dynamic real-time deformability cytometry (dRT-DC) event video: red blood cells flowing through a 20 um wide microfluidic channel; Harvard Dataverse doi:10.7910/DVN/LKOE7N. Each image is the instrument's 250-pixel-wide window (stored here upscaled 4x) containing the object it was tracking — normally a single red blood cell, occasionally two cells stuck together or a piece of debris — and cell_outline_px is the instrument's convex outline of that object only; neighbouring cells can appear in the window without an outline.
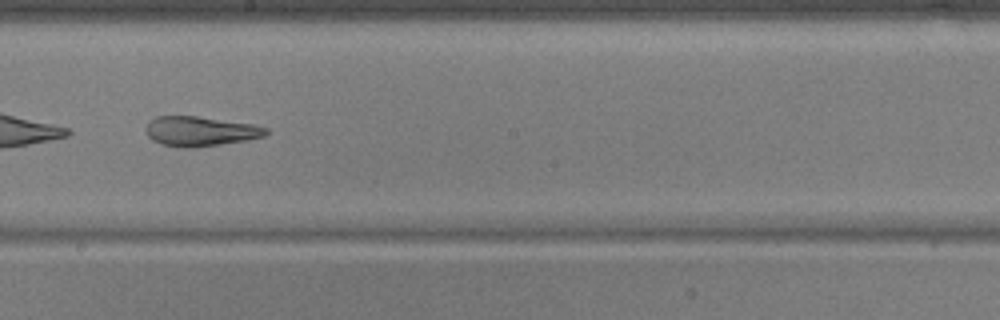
{"species": "common noctule bat (a hibernating species)", "species_latin": "Nyctalus noctula", "temperature_condition": "warm", "stored_images_in_passage": 42, "camera_frame_rate_fps": 3000, "um_per_image_px": 0.085, "animal": {"sex": "male", "body_mass_g": 17.9, "forearm_length_mm": 54.2}, "frame": {"image": 1, "passage_image": 19, "time_ms": 6.0, "image_size_px": [1000, 320], "cell_outline_px": [[268, 132], [264, 136], [248, 140], [196, 148], [184, 148], [160, 144], [152, 140], [148, 136], [144, 128], [148, 120], [156, 116], [196, 116], [252, 124], [268, 128]], "centroid_in_image_um": [16.98, 11.16], "position_along_channel_um": 231.2, "area_um2": 21.04}}
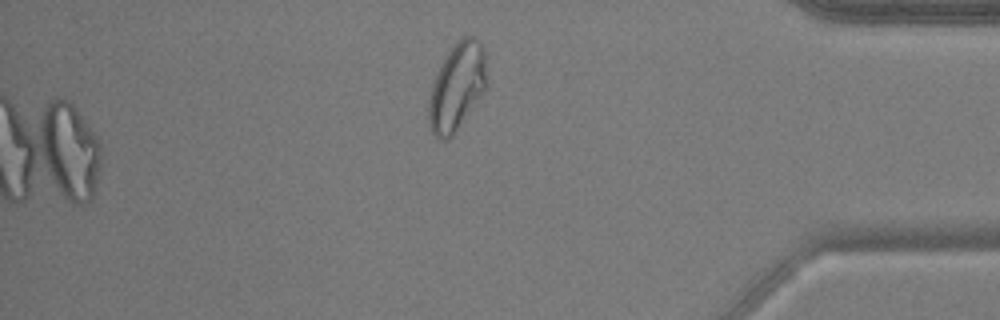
{"frame": {"image": 2, "passage_image": 42, "time_ms": 13.667, "image_size_px": [1000, 320], "cell_outline_px": [[488, 84], [452, 136], [448, 140], [440, 140], [432, 132], [428, 120], [428, 100], [432, 84], [448, 52], [464, 36], [472, 36], [480, 40], [484, 48]], "centroid_in_image_um": [38.85, 7.38], "position_along_channel_um": 396.4, "area_um2": 29.13}, "authors_computed_cell_mechanics": {"area_um2": 24.2471, "velocity_mm_per_s": 3.744, "shape_relaxation_time_tau1_ms": null, "shape_relaxation_time_tau2_ms": 1.2792, "deformation_change_tau1": null, "deformation_change_tau2": 0.0975}}